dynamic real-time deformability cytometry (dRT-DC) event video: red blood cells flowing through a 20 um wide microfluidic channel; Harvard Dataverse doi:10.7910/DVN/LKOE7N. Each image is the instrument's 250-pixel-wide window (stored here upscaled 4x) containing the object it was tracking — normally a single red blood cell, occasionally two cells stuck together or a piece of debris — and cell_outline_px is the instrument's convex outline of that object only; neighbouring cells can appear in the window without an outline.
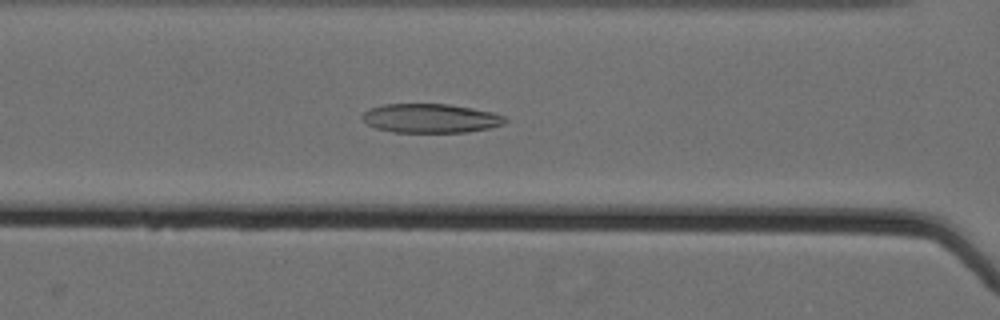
{"species": "Egyptian fruit bat (a non-hibernating species)", "species_latin": "Rousettus aegyptiacus", "temperature_condition": "cold", "stored_images_in_passage": 59, "camera_frame_rate_fps": 3000, "um_per_image_px": 0.085, "animal": {"sex": "female"}, "frame": {"image": 1, "passage_image": 28, "time_ms": 9.0, "image_size_px": [1000, 320], "cell_outline_px": [[508, 120], [504, 124], [488, 128], [468, 132], [392, 132], [376, 128], [368, 124], [360, 116], [368, 108], [384, 104], [448, 104], [472, 108], [492, 112], [504, 116]], "centroid_in_image_um": [36.59, 10.05], "position_along_channel_um": 130.0, "area_um2": 24.22}}
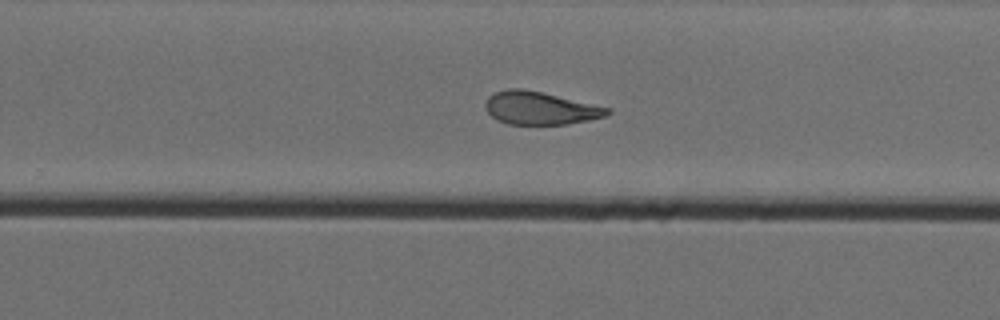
{"frame": {"image": 2, "passage_image": 41, "time_ms": 13.333, "image_size_px": [1000, 320], "cell_outline_px": [[612, 112], [604, 116], [588, 120], [568, 124], [508, 124], [496, 120], [484, 108], [484, 104], [488, 96], [492, 92], [508, 88], [524, 88], [608, 108]], "centroid_in_image_um": [45.82, 9.18], "position_along_channel_um": 284.0, "area_um2": 23.24}}
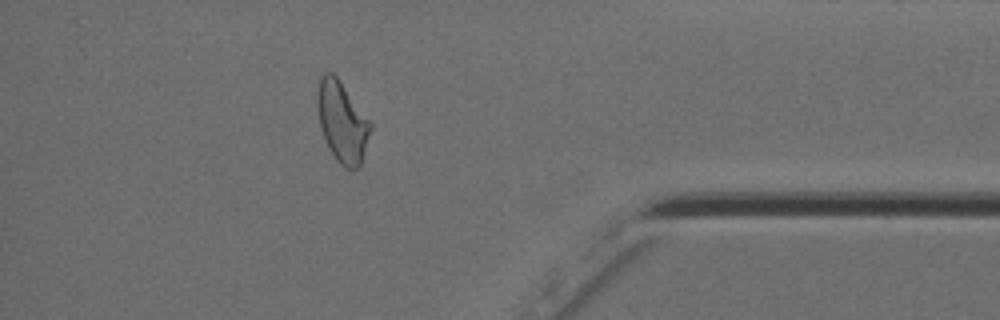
{"frame": {"image": 3, "passage_image": 53, "time_ms": 17.333, "image_size_px": [1000, 320], "cell_outline_px": [[372, 128], [360, 168], [352, 172], [344, 168], [336, 160], [328, 148], [320, 128], [316, 108], [316, 92], [320, 76], [324, 72], [332, 72], [336, 76], [372, 124]], "centroid_in_image_um": [29.06, 10.41], "position_along_channel_um": 406.1, "area_um2": 25.37}, "authors_computed_cell_mechanics": {"area_um2": 25.7788, "velocity_mm_per_s": 3.5678, "shape_relaxation_time_tau1_ms": null, "shape_relaxation_time_tau2_ms": 2.4199, "deformation_change_tau1": null, "deformation_change_tau2": 0.1026}}